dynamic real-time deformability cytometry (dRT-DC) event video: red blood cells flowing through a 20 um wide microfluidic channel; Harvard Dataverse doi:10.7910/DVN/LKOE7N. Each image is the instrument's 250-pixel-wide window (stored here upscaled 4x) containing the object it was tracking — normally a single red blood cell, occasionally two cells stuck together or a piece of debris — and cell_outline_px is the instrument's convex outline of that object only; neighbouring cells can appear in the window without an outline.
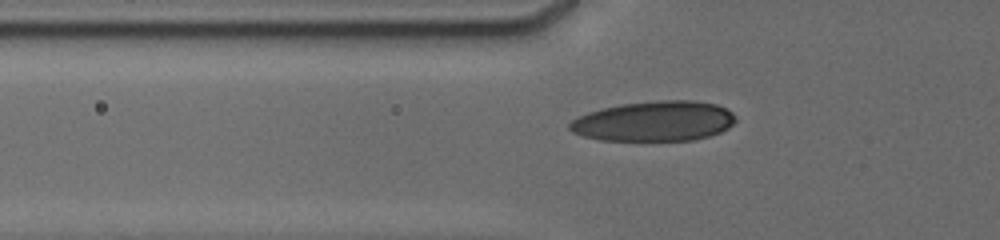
{"species": "human", "species_latin": "Homo sapiens", "temperature_condition": "cold", "stored_images_in_passage": 50, "camera_frame_rate_fps": 3000, "um_per_image_px": 0.085, "donor": {"sex": "male"}, "frame": {"image": 1, "passage_image": 3, "time_ms": 0.667, "image_size_px": [1000, 240], "cell_outline_px": [[736, 120], [728, 128], [720, 132], [708, 136], [692, 140], [600, 140], [584, 136], [572, 132], [568, 128], [568, 124], [572, 120], [588, 112], [600, 108], [620, 104], [656, 100], [692, 100], [716, 104], [732, 112], [736, 116]], "centroid_in_image_um": [55.6, 10.29], "position_along_channel_um": 70.2, "area_um2": 38.84}}
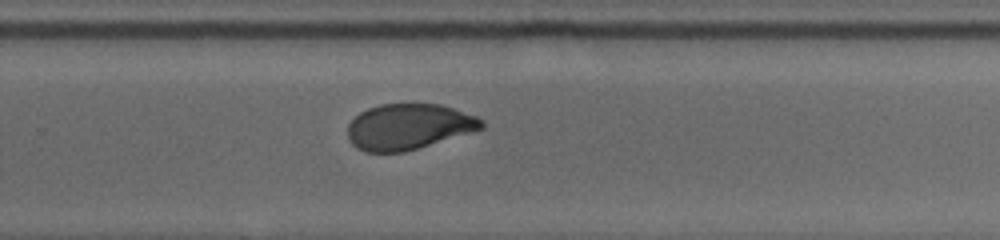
{"frame": {"image": 2, "passage_image": 27, "time_ms": 6.667, "image_size_px": [1000, 240], "cell_outline_px": [[484, 128], [472, 132], [404, 152], [364, 152], [356, 148], [352, 144], [348, 136], [348, 124], [360, 112], [368, 108], [380, 104], [440, 104], [476, 116], [484, 120]], "centroid_in_image_um": [34.72, 10.77], "position_along_channel_um": 295.1, "area_um2": 35.6}}
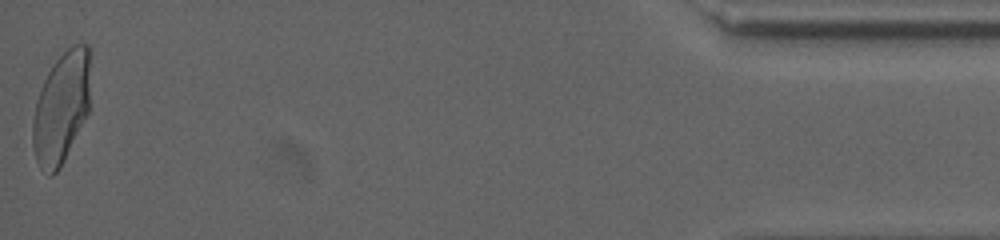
{"frame": {"image": 3, "passage_image": 50, "time_ms": 12.333, "image_size_px": [1000, 240], "cell_outline_px": [[92, 52], [88, 112], [64, 160], [56, 172], [52, 176], [48, 176], [40, 168], [36, 160], [32, 144], [32, 124], [36, 100], [44, 80], [48, 72], [56, 60], [72, 44], [88, 44]], "centroid_in_image_um": [5.23, 9.11], "position_along_channel_um": 430.0, "area_um2": 37.8}, "authors_computed_cell_mechanics": {"area_um2": 36.992, "velocity_mm_per_s": 3.7927, "shape_relaxation_time_tau1_ms": 7.0805, "shape_relaxation_time_tau2_ms": 1.278, "deformation_change_tau1": 0.2033, "deformation_change_tau2": 0.059}}